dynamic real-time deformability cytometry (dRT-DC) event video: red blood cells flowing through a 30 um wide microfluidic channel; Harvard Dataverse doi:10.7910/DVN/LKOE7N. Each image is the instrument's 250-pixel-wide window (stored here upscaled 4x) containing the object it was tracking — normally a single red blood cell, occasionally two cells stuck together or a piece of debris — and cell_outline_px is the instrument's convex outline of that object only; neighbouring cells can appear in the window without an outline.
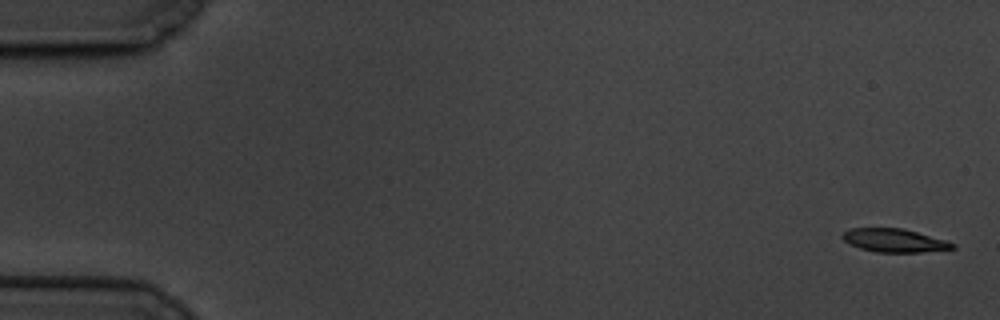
{"species": "common noctule bat (a hibernating species)", "species_latin": "Nyctalus noctula", "temperature_condition": "cold", "stored_images_in_passage": 6, "camera_frame_rate_fps": 3000, "um_per_image_px": 0.085, "animal": {"sex": "male", "body_mass_g": 19.5, "forearm_length_mm": 54.6}, "frame": {"image": 1, "passage_image": 1, "time_ms": 0.0, "image_size_px": [1000, 320], "cell_outline_px": [[956, 248], [920, 252], [876, 252], [860, 248], [848, 244], [840, 236], [848, 228], [904, 228], [944, 240], [956, 244]], "centroid_in_image_um": [75.97, 20.43], "position_along_channel_um": 9.0, "area_um2": 14.97}}
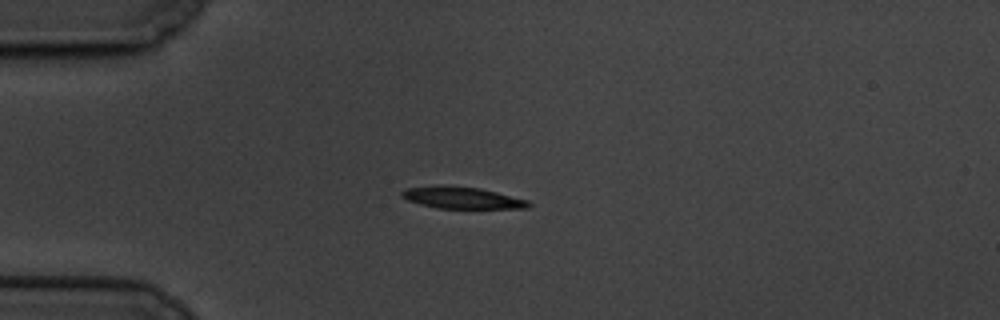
{"frame": {"image": 2, "passage_image": 5, "time_ms": 4.667, "image_size_px": [1000, 320], "cell_outline_px": [[532, 204], [528, 208], [436, 208], [420, 204], [408, 200], [400, 196], [400, 192], [408, 188], [440, 184], [480, 188], [528, 200]], "centroid_in_image_um": [39.24, 16.8], "position_along_channel_um": 45.8, "area_um2": 16.13}}